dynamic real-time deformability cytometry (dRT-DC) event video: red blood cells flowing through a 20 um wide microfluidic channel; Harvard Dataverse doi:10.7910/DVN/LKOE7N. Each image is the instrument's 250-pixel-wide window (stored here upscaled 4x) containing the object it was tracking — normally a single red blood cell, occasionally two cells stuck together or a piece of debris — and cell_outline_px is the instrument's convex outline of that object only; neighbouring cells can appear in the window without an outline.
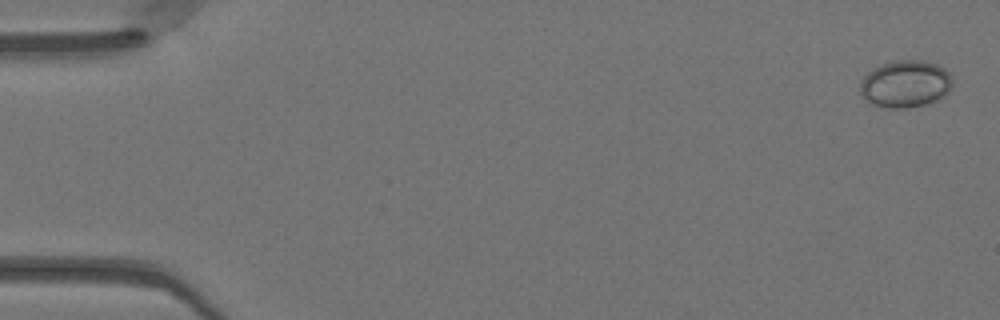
{"species": "Egyptian fruit bat (a non-hibernating species)", "species_latin": "Rousettus aegyptiacus", "temperature_condition": "warm", "stored_images_in_passage": 5, "camera_frame_rate_fps": 3000, "um_per_image_px": 0.085, "animal": {"sex": "female"}, "frame": {"image": 1, "passage_image": 2, "time_ms": 0.333, "image_size_px": [1000, 320], "cell_outline_px": [[952, 84], [948, 92], [944, 96], [924, 104], [908, 108], [888, 108], [868, 104], [864, 100], [860, 92], [860, 80], [868, 72], [884, 64], [896, 60], [924, 60], [936, 64], [944, 68], [948, 72], [952, 80]], "centroid_in_image_um": [76.93, 7.15], "position_along_channel_um": 8.1, "area_um2": 25.43}}